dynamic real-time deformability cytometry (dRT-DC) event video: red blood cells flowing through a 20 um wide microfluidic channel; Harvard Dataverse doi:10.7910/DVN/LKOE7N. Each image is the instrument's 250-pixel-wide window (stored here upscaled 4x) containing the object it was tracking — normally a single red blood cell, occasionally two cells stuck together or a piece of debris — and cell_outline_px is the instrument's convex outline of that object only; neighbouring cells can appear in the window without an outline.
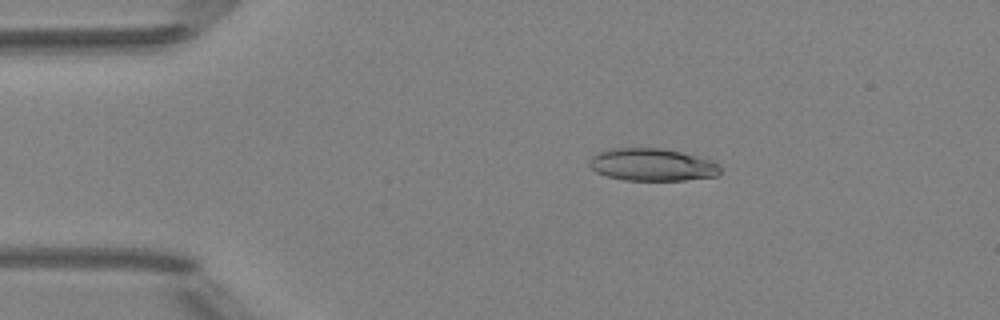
{"species": "Egyptian fruit bat (a non-hibernating species)", "species_latin": "Rousettus aegyptiacus", "temperature_condition": "room temperature", "stored_images_in_passage": 52, "camera_frame_rate_fps": 3000, "um_per_image_px": 0.085, "animal": {"sex": "female"}, "frame": {"image": 1, "passage_image": 10, "time_ms": 3.0, "image_size_px": [1000, 320], "cell_outline_px": [[720, 172], [716, 176], [684, 180], [624, 180], [608, 176], [596, 172], [588, 164], [588, 160], [596, 152], [608, 148], [664, 148], [712, 160], [720, 164]], "centroid_in_image_um": [55.41, 13.99], "position_along_channel_um": 29.6, "area_um2": 24.91}}
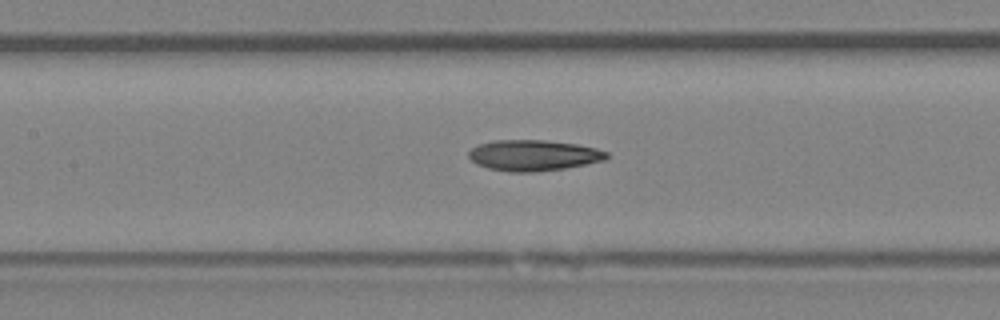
{"frame": {"image": 2, "passage_image": 24, "time_ms": 7.667, "image_size_px": [1000, 320], "cell_outline_px": [[608, 156], [604, 160], [564, 168], [532, 172], [508, 172], [488, 168], [476, 164], [468, 156], [468, 152], [472, 148], [480, 144], [496, 140], [544, 140], [576, 144], [596, 148], [608, 152]], "centroid_in_image_um": [45.32, 13.2], "position_along_channel_um": 162.1, "area_um2": 24.62}}
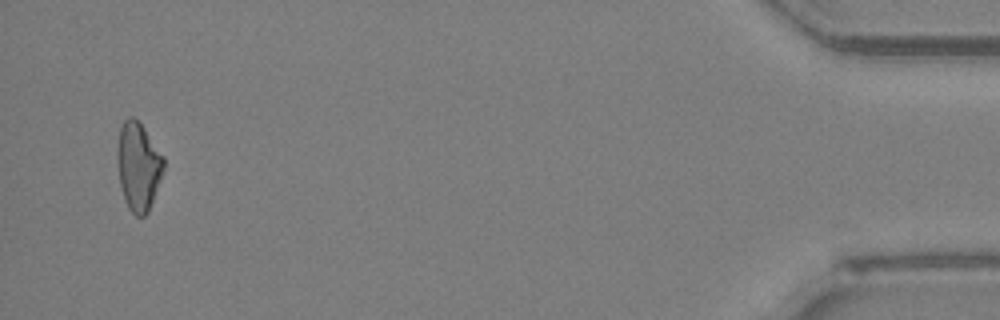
{"frame": {"image": 3, "passage_image": 50, "time_ms": 16.333, "image_size_px": [1000, 320], "cell_outline_px": [[164, 168], [160, 180], [148, 212], [144, 216], [136, 216], [128, 208], [120, 184], [116, 156], [116, 148], [120, 128], [124, 120], [128, 116], [132, 116], [144, 128], [164, 156]], "centroid_in_image_um": [11.75, 14.12], "position_along_channel_um": 423.5, "area_um2": 23.76}, "authors_computed_cell_mechanics": {"area_um2": 24.4494, "velocity_mm_per_s": 4.0041, "shape_relaxation_time_tau1_ms": null, "shape_relaxation_time_tau2_ms": 3.7443, "deformation_change_tau1": null, "deformation_change_tau2": 0.1236}}